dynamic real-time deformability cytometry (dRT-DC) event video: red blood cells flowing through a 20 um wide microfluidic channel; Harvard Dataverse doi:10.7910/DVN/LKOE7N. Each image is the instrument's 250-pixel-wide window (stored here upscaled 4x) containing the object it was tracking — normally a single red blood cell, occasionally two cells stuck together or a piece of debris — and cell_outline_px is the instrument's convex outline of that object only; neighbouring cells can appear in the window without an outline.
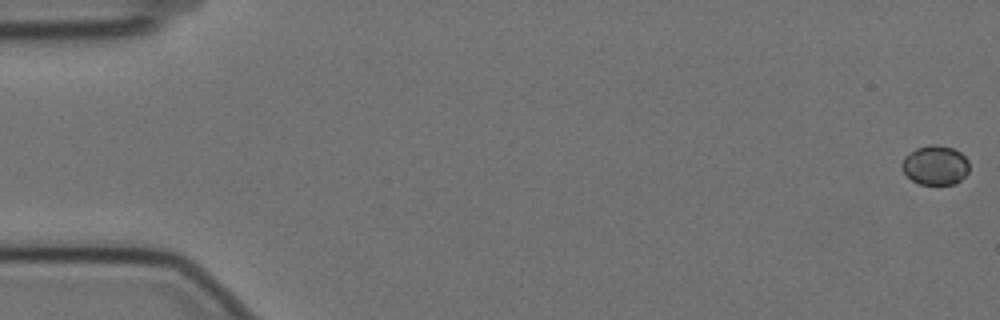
{"species": "Egyptian fruit bat (a non-hibernating species)", "species_latin": "Rousettus aegyptiacus", "temperature_condition": "cold", "stored_images_in_passage": 58, "camera_frame_rate_fps": 3000, "um_per_image_px": 0.085, "animal": {"sex": "female"}, "frame": {"image": 1, "passage_image": 1, "time_ms": 0.0, "image_size_px": [1000, 320], "cell_outline_px": [[968, 172], [960, 180], [952, 184], [920, 184], [912, 180], [904, 172], [900, 164], [904, 156], [916, 148], [928, 144], [936, 144], [952, 148], [960, 152], [968, 160]], "centroid_in_image_um": [79.47, 14.02], "position_along_channel_um": 5.5, "area_um2": 15.43}}
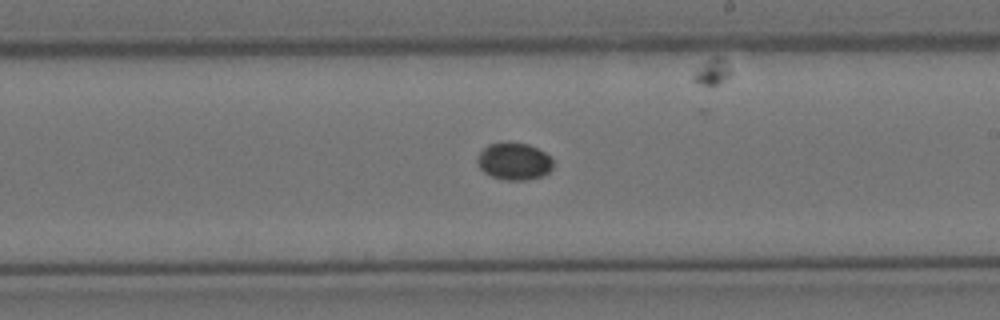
{"frame": {"image": 2, "passage_image": 34, "time_ms": 11.0, "image_size_px": [1000, 320], "cell_outline_px": [[552, 168], [548, 172], [540, 176], [528, 180], [504, 180], [492, 176], [484, 172], [480, 168], [476, 160], [480, 152], [488, 144], [528, 144], [552, 156]], "centroid_in_image_um": [43.7, 13.74], "position_along_channel_um": 245.3, "area_um2": 16.07}}
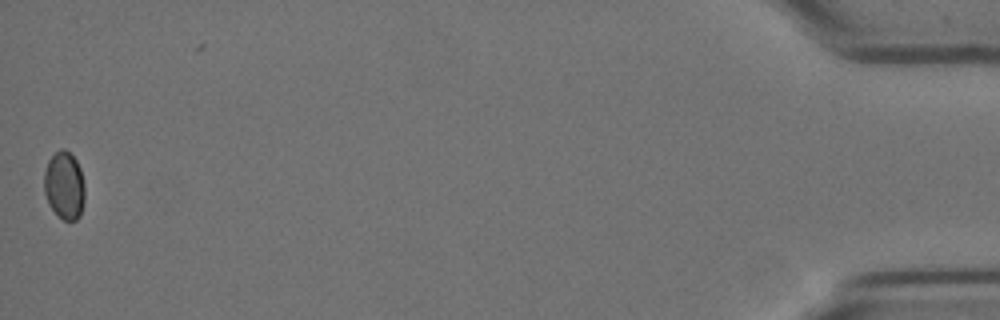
{"frame": {"image": 3, "passage_image": 58, "time_ms": 19.0, "image_size_px": [1000, 320], "cell_outline_px": [[84, 204], [80, 216], [76, 220], [64, 220], [48, 204], [44, 192], [44, 172], [48, 160], [60, 148], [64, 148], [76, 160], [80, 168], [84, 184]], "centroid_in_image_um": [5.47, 15.76], "position_along_channel_um": 429.7, "area_um2": 16.07}}